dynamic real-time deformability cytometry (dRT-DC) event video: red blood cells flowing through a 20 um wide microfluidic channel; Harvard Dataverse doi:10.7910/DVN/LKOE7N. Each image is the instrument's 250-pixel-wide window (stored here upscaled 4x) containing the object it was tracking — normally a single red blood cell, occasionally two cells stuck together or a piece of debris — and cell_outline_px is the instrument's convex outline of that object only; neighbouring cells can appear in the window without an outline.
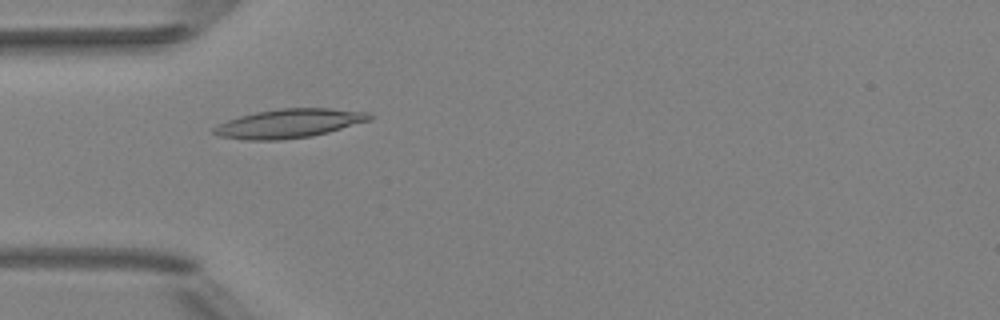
{"species": "Egyptian fruit bat (a non-hibernating species)", "species_latin": "Rousettus aegyptiacus", "temperature_condition": "room temperature", "stored_images_in_passage": 5, "camera_frame_rate_fps": 3000, "um_per_image_px": 0.085, "animal": {"sex": "female"}, "frame": {"image": 1, "passage_image": 4, "time_ms": 3.667, "image_size_px": [1000, 320], "cell_outline_px": [[372, 120], [328, 132], [312, 136], [280, 140], [244, 140], [220, 136], [212, 132], [212, 128], [228, 120], [240, 116], [256, 112], [280, 108], [328, 108], [372, 112]], "centroid_in_image_um": [24.62, 10.49], "position_along_channel_um": 60.4, "area_um2": 26.3}}
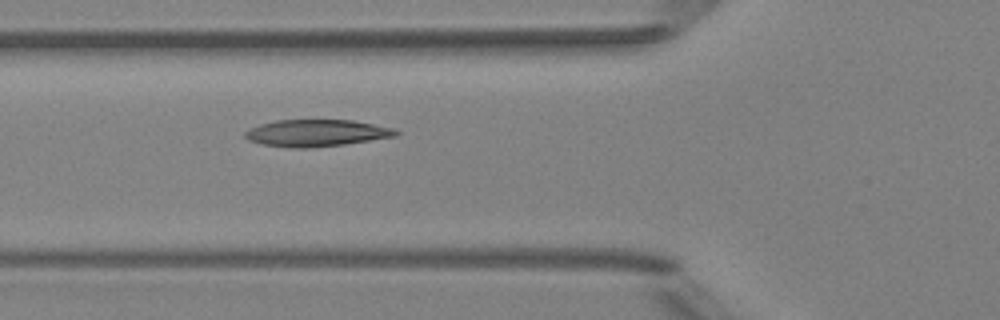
{"frame": {"image": 2, "passage_image": 5, "time_ms": 4.667, "image_size_px": [1000, 320], "cell_outline_px": [[400, 132], [396, 136], [344, 144], [308, 148], [292, 148], [260, 144], [248, 140], [244, 136], [244, 132], [260, 124], [276, 120], [352, 120], [396, 128]], "centroid_in_image_um": [26.9, 11.3], "position_along_channel_um": 98.9, "area_um2": 23.64}}